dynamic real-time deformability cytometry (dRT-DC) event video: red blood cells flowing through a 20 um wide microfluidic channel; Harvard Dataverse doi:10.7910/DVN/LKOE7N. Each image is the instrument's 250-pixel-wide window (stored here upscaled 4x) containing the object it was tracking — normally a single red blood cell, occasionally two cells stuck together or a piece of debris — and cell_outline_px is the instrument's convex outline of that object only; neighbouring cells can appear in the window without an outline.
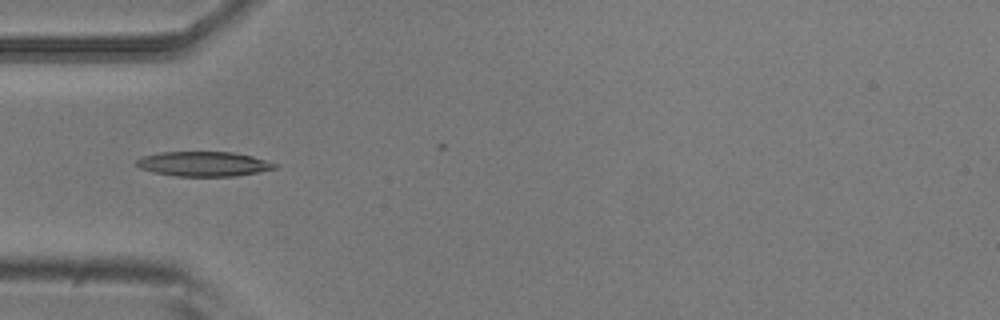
{"species": "common noctule bat (a hibernating species)", "species_latin": "Nyctalus noctula", "temperature_condition": "room temperature", "stored_images_in_passage": 8, "camera_frame_rate_fps": 3000, "um_per_image_px": 0.085, "animal": {"sex": "male", "body_mass_g": 20.5, "forearm_length_mm": 52.5}, "frame": {"image": 1, "passage_image": 4, "time_ms": 1.0, "image_size_px": [1000, 320], "cell_outline_px": [[276, 168], [236, 176], [176, 176], [152, 172], [140, 168], [136, 164], [136, 160], [144, 156], [160, 152], [232, 152], [252, 156], [276, 164]], "centroid_in_image_um": [17.27, 13.93], "position_along_channel_um": 67.7, "area_um2": 19.71}}
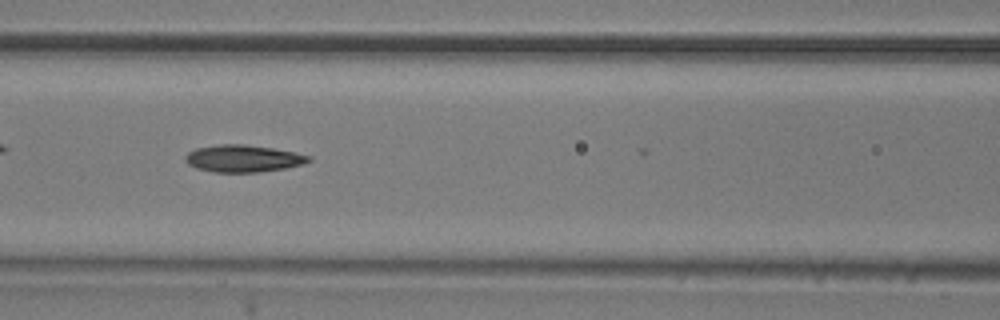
{"frame": {"image": 2, "passage_image": 6, "time_ms": 1.667, "image_size_px": [1000, 320], "cell_outline_px": [[312, 160], [300, 164], [284, 168], [256, 172], [212, 172], [196, 168], [188, 164], [184, 160], [184, 156], [188, 152], [196, 148], [220, 144], [244, 144], [272, 148], [312, 156]], "centroid_in_image_um": [20.61, 13.47], "position_along_channel_um": 146.0, "area_um2": 19.36}}
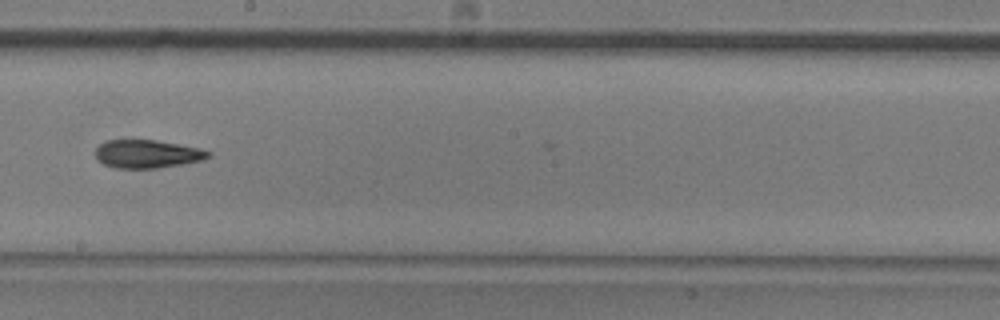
{"frame": {"image": 3, "passage_image": 8, "time_ms": 2.333, "image_size_px": [1000, 320], "cell_outline_px": [[212, 156], [204, 160], [184, 164], [156, 168], [116, 168], [104, 164], [96, 156], [96, 148], [100, 144], [108, 140], [156, 140], [200, 148], [212, 152]], "centroid_in_image_um": [12.58, 13.09], "position_along_channel_um": 235.6, "area_um2": 18.55}}